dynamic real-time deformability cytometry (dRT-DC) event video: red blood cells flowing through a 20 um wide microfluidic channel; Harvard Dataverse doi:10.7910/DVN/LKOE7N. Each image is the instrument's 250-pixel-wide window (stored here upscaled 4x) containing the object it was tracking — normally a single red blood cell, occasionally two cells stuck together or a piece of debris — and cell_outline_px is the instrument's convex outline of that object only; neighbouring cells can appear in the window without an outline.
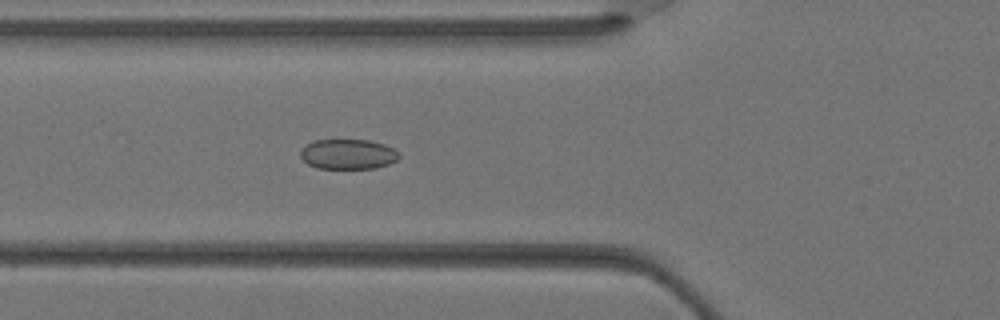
{"species": "Egyptian fruit bat (a non-hibernating species)", "species_latin": "Rousettus aegyptiacus", "temperature_condition": "warm", "stored_images_in_passage": 29, "camera_frame_rate_fps": 3000, "um_per_image_px": 0.085, "animal": {"sex": "female"}, "frame": {"image": 1, "passage_image": 5, "time_ms": 1.333, "image_size_px": [1000, 320], "cell_outline_px": [[400, 156], [396, 160], [388, 164], [376, 168], [316, 168], [308, 164], [300, 156], [300, 152], [312, 140], [368, 140], [384, 144], [400, 152]], "centroid_in_image_um": [29.6, 13.1], "position_along_channel_um": 96.2, "area_um2": 17.17}}
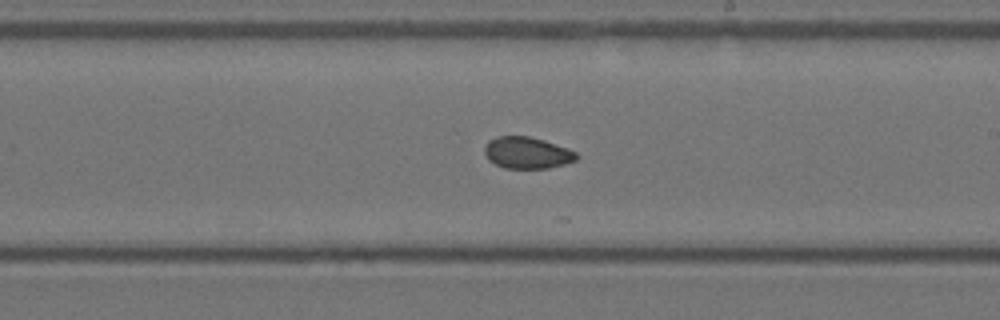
{"frame": {"image": 2, "passage_image": 13, "time_ms": 4.0, "image_size_px": [1000, 320], "cell_outline_px": [[580, 156], [576, 160], [564, 164], [548, 168], [504, 168], [488, 160], [484, 152], [484, 148], [488, 140], [496, 136], [528, 136], [544, 140], [568, 148], [576, 152]], "centroid_in_image_um": [44.8, 12.98], "position_along_channel_um": 244.2, "area_um2": 17.05}}
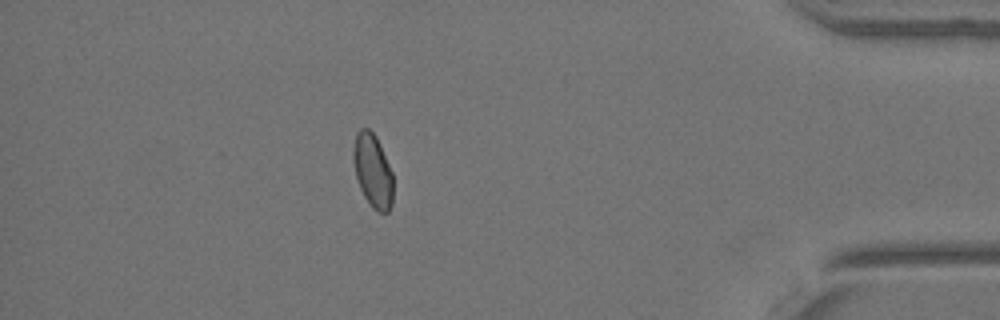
{"frame": {"image": 3, "passage_image": 24, "time_ms": 7.667, "image_size_px": [1000, 320], "cell_outline_px": [[392, 204], [388, 212], [376, 212], [372, 208], [364, 196], [360, 188], [356, 176], [352, 160], [352, 148], [356, 132], [360, 128], [368, 128], [376, 136], [380, 144], [392, 172]], "centroid_in_image_um": [31.66, 14.49], "position_along_channel_um": 403.5, "area_um2": 17.22}}